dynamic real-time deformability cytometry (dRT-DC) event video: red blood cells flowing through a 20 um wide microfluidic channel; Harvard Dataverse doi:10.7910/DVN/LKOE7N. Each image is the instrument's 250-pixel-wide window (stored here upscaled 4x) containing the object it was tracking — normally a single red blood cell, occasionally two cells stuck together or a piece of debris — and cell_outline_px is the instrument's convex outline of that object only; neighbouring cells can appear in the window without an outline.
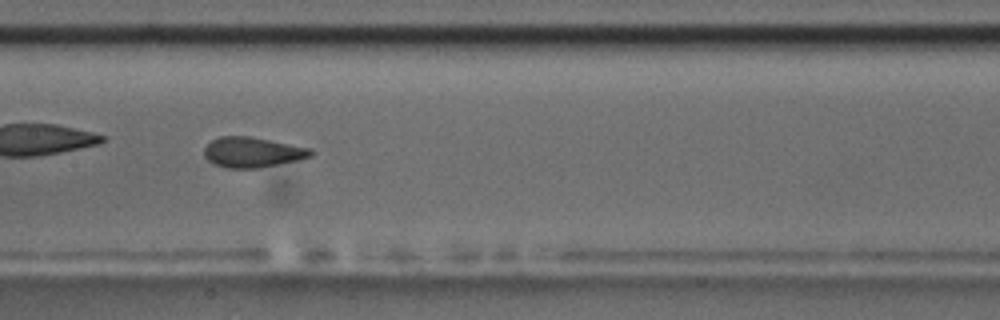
{"species": "common noctule bat (a hibernating species)", "species_latin": "Nyctalus noctula", "temperature_condition": "room temperature", "stored_images_in_passage": 10, "camera_frame_rate_fps": 3000, "um_per_image_px": 0.085, "animal": {"sex": "male", "body_mass_g": 17.5, "forearm_length_mm": 52.3}, "frame": {"image": 1, "passage_image": 9, "time_ms": 9.0, "image_size_px": [1000, 320], "cell_outline_px": [[316, 152], [312, 156], [296, 160], [256, 168], [228, 168], [216, 164], [208, 160], [204, 156], [204, 148], [212, 140], [220, 136], [248, 136], [312, 148]], "centroid_in_image_um": [21.47, 12.93], "position_along_channel_um": 185.9, "area_um2": 18.61}}